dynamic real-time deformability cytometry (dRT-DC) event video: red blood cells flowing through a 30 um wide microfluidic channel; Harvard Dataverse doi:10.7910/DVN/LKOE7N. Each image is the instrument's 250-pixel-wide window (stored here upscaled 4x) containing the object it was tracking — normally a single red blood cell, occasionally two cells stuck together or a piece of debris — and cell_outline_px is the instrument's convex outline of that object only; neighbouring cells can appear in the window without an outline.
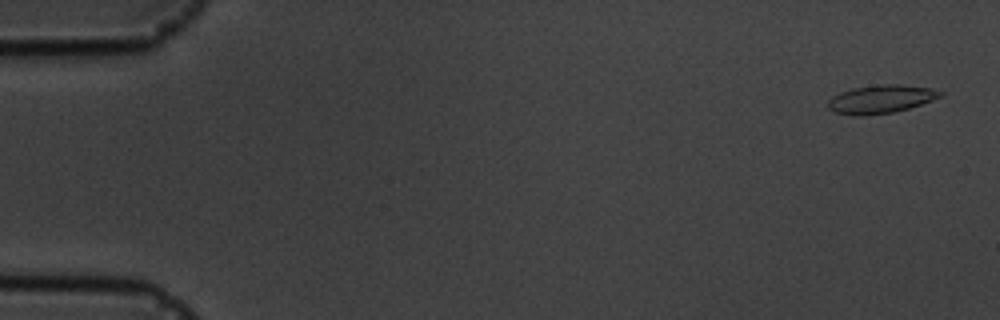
{"species": "common noctule bat (a hibernating species)", "species_latin": "Nyctalus noctula", "temperature_condition": "cold", "stored_images_in_passage": 5, "camera_frame_rate_fps": 3000, "um_per_image_px": 0.085, "animal": {"sex": "male", "body_mass_g": 19.5, "forearm_length_mm": 54.6}, "frame": {"image": 1, "passage_image": 1, "time_ms": 0.0, "image_size_px": [1000, 320], "cell_outline_px": [[944, 96], [908, 108], [892, 112], [864, 116], [856, 116], [836, 112], [828, 108], [828, 100], [832, 96], [840, 92], [852, 88], [884, 84], [900, 84], [932, 88], [944, 92]], "centroid_in_image_um": [74.88, 8.42], "position_along_channel_um": 10.1, "area_um2": 18.5}}
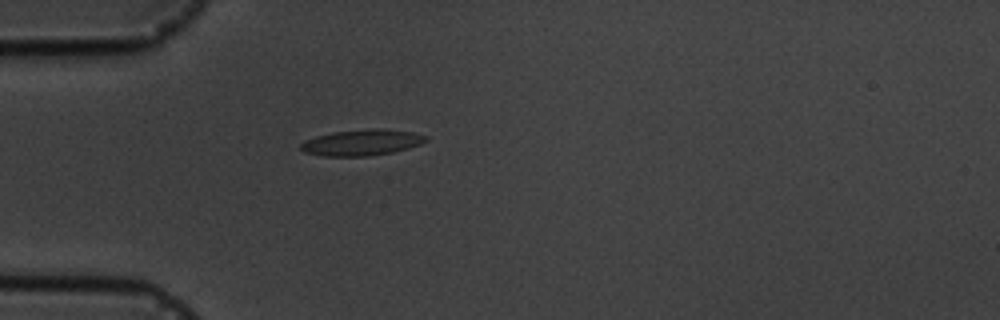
{"frame": {"image": 2, "passage_image": 5, "time_ms": 4.667, "image_size_px": [1000, 320], "cell_outline_px": [[428, 140], [420, 144], [408, 148], [392, 152], [368, 156], [324, 156], [304, 152], [300, 148], [300, 144], [304, 140], [316, 136], [332, 132], [376, 128], [380, 128], [412, 132], [428, 136]], "centroid_in_image_um": [30.74, 12.11], "position_along_channel_um": 54.3, "area_um2": 18.96}}